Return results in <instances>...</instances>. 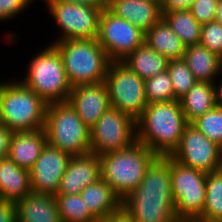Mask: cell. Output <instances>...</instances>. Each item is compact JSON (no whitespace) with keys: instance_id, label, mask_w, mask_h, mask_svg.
Instances as JSON below:
<instances>
[{"instance_id":"cell-41","label":"cell","mask_w":222,"mask_h":222,"mask_svg":"<svg viewBox=\"0 0 222 222\" xmlns=\"http://www.w3.org/2000/svg\"><path fill=\"white\" fill-rule=\"evenodd\" d=\"M215 21L222 25V0L217 2Z\"/></svg>"},{"instance_id":"cell-16","label":"cell","mask_w":222,"mask_h":222,"mask_svg":"<svg viewBox=\"0 0 222 222\" xmlns=\"http://www.w3.org/2000/svg\"><path fill=\"white\" fill-rule=\"evenodd\" d=\"M101 178L100 160L96 154L72 156L56 195H77Z\"/></svg>"},{"instance_id":"cell-12","label":"cell","mask_w":222,"mask_h":222,"mask_svg":"<svg viewBox=\"0 0 222 222\" xmlns=\"http://www.w3.org/2000/svg\"><path fill=\"white\" fill-rule=\"evenodd\" d=\"M97 39L111 62H122L131 52L145 43V33L104 8L99 19Z\"/></svg>"},{"instance_id":"cell-21","label":"cell","mask_w":222,"mask_h":222,"mask_svg":"<svg viewBox=\"0 0 222 222\" xmlns=\"http://www.w3.org/2000/svg\"><path fill=\"white\" fill-rule=\"evenodd\" d=\"M80 195L98 221L107 218L122 206V200L102 178L82 189Z\"/></svg>"},{"instance_id":"cell-1","label":"cell","mask_w":222,"mask_h":222,"mask_svg":"<svg viewBox=\"0 0 222 222\" xmlns=\"http://www.w3.org/2000/svg\"><path fill=\"white\" fill-rule=\"evenodd\" d=\"M122 206L135 222H180L171 189L170 155L157 156Z\"/></svg>"},{"instance_id":"cell-18","label":"cell","mask_w":222,"mask_h":222,"mask_svg":"<svg viewBox=\"0 0 222 222\" xmlns=\"http://www.w3.org/2000/svg\"><path fill=\"white\" fill-rule=\"evenodd\" d=\"M46 144L44 128L36 131H14L7 157L20 168L30 171Z\"/></svg>"},{"instance_id":"cell-3","label":"cell","mask_w":222,"mask_h":222,"mask_svg":"<svg viewBox=\"0 0 222 222\" xmlns=\"http://www.w3.org/2000/svg\"><path fill=\"white\" fill-rule=\"evenodd\" d=\"M157 155L136 141L122 150L99 156L101 178L124 200L141 183Z\"/></svg>"},{"instance_id":"cell-36","label":"cell","mask_w":222,"mask_h":222,"mask_svg":"<svg viewBox=\"0 0 222 222\" xmlns=\"http://www.w3.org/2000/svg\"><path fill=\"white\" fill-rule=\"evenodd\" d=\"M195 0H161L162 12L190 10Z\"/></svg>"},{"instance_id":"cell-30","label":"cell","mask_w":222,"mask_h":222,"mask_svg":"<svg viewBox=\"0 0 222 222\" xmlns=\"http://www.w3.org/2000/svg\"><path fill=\"white\" fill-rule=\"evenodd\" d=\"M167 71L169 72L174 90L175 100L182 98L197 82L193 73L183 60H170Z\"/></svg>"},{"instance_id":"cell-8","label":"cell","mask_w":222,"mask_h":222,"mask_svg":"<svg viewBox=\"0 0 222 222\" xmlns=\"http://www.w3.org/2000/svg\"><path fill=\"white\" fill-rule=\"evenodd\" d=\"M206 175L170 156L171 189L180 222H195L202 215L206 201Z\"/></svg>"},{"instance_id":"cell-2","label":"cell","mask_w":222,"mask_h":222,"mask_svg":"<svg viewBox=\"0 0 222 222\" xmlns=\"http://www.w3.org/2000/svg\"><path fill=\"white\" fill-rule=\"evenodd\" d=\"M188 124L179 100L147 105L136 120V138L157 156L171 155Z\"/></svg>"},{"instance_id":"cell-39","label":"cell","mask_w":222,"mask_h":222,"mask_svg":"<svg viewBox=\"0 0 222 222\" xmlns=\"http://www.w3.org/2000/svg\"><path fill=\"white\" fill-rule=\"evenodd\" d=\"M60 1L94 6L101 8L102 10L107 7V0H60Z\"/></svg>"},{"instance_id":"cell-28","label":"cell","mask_w":222,"mask_h":222,"mask_svg":"<svg viewBox=\"0 0 222 222\" xmlns=\"http://www.w3.org/2000/svg\"><path fill=\"white\" fill-rule=\"evenodd\" d=\"M62 222H99L89 211L80 194L55 195Z\"/></svg>"},{"instance_id":"cell-23","label":"cell","mask_w":222,"mask_h":222,"mask_svg":"<svg viewBox=\"0 0 222 222\" xmlns=\"http://www.w3.org/2000/svg\"><path fill=\"white\" fill-rule=\"evenodd\" d=\"M145 43L169 61L184 57L186 46L163 18L145 33Z\"/></svg>"},{"instance_id":"cell-37","label":"cell","mask_w":222,"mask_h":222,"mask_svg":"<svg viewBox=\"0 0 222 222\" xmlns=\"http://www.w3.org/2000/svg\"><path fill=\"white\" fill-rule=\"evenodd\" d=\"M13 131L0 123V159L7 158Z\"/></svg>"},{"instance_id":"cell-9","label":"cell","mask_w":222,"mask_h":222,"mask_svg":"<svg viewBox=\"0 0 222 222\" xmlns=\"http://www.w3.org/2000/svg\"><path fill=\"white\" fill-rule=\"evenodd\" d=\"M111 107L129 115L135 121L148 105L145 80L123 62H111L105 77Z\"/></svg>"},{"instance_id":"cell-27","label":"cell","mask_w":222,"mask_h":222,"mask_svg":"<svg viewBox=\"0 0 222 222\" xmlns=\"http://www.w3.org/2000/svg\"><path fill=\"white\" fill-rule=\"evenodd\" d=\"M217 220H222V172L220 170L206 175V201L202 215L195 222Z\"/></svg>"},{"instance_id":"cell-24","label":"cell","mask_w":222,"mask_h":222,"mask_svg":"<svg viewBox=\"0 0 222 222\" xmlns=\"http://www.w3.org/2000/svg\"><path fill=\"white\" fill-rule=\"evenodd\" d=\"M179 101L187 122L191 123L217 106L214 83L197 81Z\"/></svg>"},{"instance_id":"cell-22","label":"cell","mask_w":222,"mask_h":222,"mask_svg":"<svg viewBox=\"0 0 222 222\" xmlns=\"http://www.w3.org/2000/svg\"><path fill=\"white\" fill-rule=\"evenodd\" d=\"M183 60L197 81L214 83L222 72V58L200 43L186 46Z\"/></svg>"},{"instance_id":"cell-10","label":"cell","mask_w":222,"mask_h":222,"mask_svg":"<svg viewBox=\"0 0 222 222\" xmlns=\"http://www.w3.org/2000/svg\"><path fill=\"white\" fill-rule=\"evenodd\" d=\"M49 16L59 29L55 43L61 40L94 39L98 37L101 8L83 4L44 0Z\"/></svg>"},{"instance_id":"cell-33","label":"cell","mask_w":222,"mask_h":222,"mask_svg":"<svg viewBox=\"0 0 222 222\" xmlns=\"http://www.w3.org/2000/svg\"><path fill=\"white\" fill-rule=\"evenodd\" d=\"M218 0H195L190 8L192 15L201 25L215 21Z\"/></svg>"},{"instance_id":"cell-32","label":"cell","mask_w":222,"mask_h":222,"mask_svg":"<svg viewBox=\"0 0 222 222\" xmlns=\"http://www.w3.org/2000/svg\"><path fill=\"white\" fill-rule=\"evenodd\" d=\"M200 44L222 58V25L216 21L203 24Z\"/></svg>"},{"instance_id":"cell-11","label":"cell","mask_w":222,"mask_h":222,"mask_svg":"<svg viewBox=\"0 0 222 222\" xmlns=\"http://www.w3.org/2000/svg\"><path fill=\"white\" fill-rule=\"evenodd\" d=\"M136 141V121L111 106L90 129V153L98 156L122 150Z\"/></svg>"},{"instance_id":"cell-14","label":"cell","mask_w":222,"mask_h":222,"mask_svg":"<svg viewBox=\"0 0 222 222\" xmlns=\"http://www.w3.org/2000/svg\"><path fill=\"white\" fill-rule=\"evenodd\" d=\"M71 157L72 155L68 152L47 143L30 170L32 192L55 196Z\"/></svg>"},{"instance_id":"cell-6","label":"cell","mask_w":222,"mask_h":222,"mask_svg":"<svg viewBox=\"0 0 222 222\" xmlns=\"http://www.w3.org/2000/svg\"><path fill=\"white\" fill-rule=\"evenodd\" d=\"M32 57L27 66V73L19 80L47 104L66 102L72 85L65 73L58 49L49 44Z\"/></svg>"},{"instance_id":"cell-29","label":"cell","mask_w":222,"mask_h":222,"mask_svg":"<svg viewBox=\"0 0 222 222\" xmlns=\"http://www.w3.org/2000/svg\"><path fill=\"white\" fill-rule=\"evenodd\" d=\"M145 96L148 104L175 100L172 81L167 70L145 80Z\"/></svg>"},{"instance_id":"cell-38","label":"cell","mask_w":222,"mask_h":222,"mask_svg":"<svg viewBox=\"0 0 222 222\" xmlns=\"http://www.w3.org/2000/svg\"><path fill=\"white\" fill-rule=\"evenodd\" d=\"M99 222H135V221L133 220L132 215L123 206H121L118 210H116L107 218Z\"/></svg>"},{"instance_id":"cell-5","label":"cell","mask_w":222,"mask_h":222,"mask_svg":"<svg viewBox=\"0 0 222 222\" xmlns=\"http://www.w3.org/2000/svg\"><path fill=\"white\" fill-rule=\"evenodd\" d=\"M51 44L62 56L72 87L105 81L111 61L97 38L61 40Z\"/></svg>"},{"instance_id":"cell-34","label":"cell","mask_w":222,"mask_h":222,"mask_svg":"<svg viewBox=\"0 0 222 222\" xmlns=\"http://www.w3.org/2000/svg\"><path fill=\"white\" fill-rule=\"evenodd\" d=\"M34 0H0V21L6 22L23 12Z\"/></svg>"},{"instance_id":"cell-13","label":"cell","mask_w":222,"mask_h":222,"mask_svg":"<svg viewBox=\"0 0 222 222\" xmlns=\"http://www.w3.org/2000/svg\"><path fill=\"white\" fill-rule=\"evenodd\" d=\"M176 161L205 173L220 170L221 147L188 123L179 146L170 155Z\"/></svg>"},{"instance_id":"cell-25","label":"cell","mask_w":222,"mask_h":222,"mask_svg":"<svg viewBox=\"0 0 222 222\" xmlns=\"http://www.w3.org/2000/svg\"><path fill=\"white\" fill-rule=\"evenodd\" d=\"M122 62L140 78L146 80L166 71L169 60L144 43L131 52Z\"/></svg>"},{"instance_id":"cell-4","label":"cell","mask_w":222,"mask_h":222,"mask_svg":"<svg viewBox=\"0 0 222 222\" xmlns=\"http://www.w3.org/2000/svg\"><path fill=\"white\" fill-rule=\"evenodd\" d=\"M10 79L0 81V123L13 132L44 128L47 103L18 78Z\"/></svg>"},{"instance_id":"cell-17","label":"cell","mask_w":222,"mask_h":222,"mask_svg":"<svg viewBox=\"0 0 222 222\" xmlns=\"http://www.w3.org/2000/svg\"><path fill=\"white\" fill-rule=\"evenodd\" d=\"M106 8L144 33L163 18L161 0H107Z\"/></svg>"},{"instance_id":"cell-42","label":"cell","mask_w":222,"mask_h":222,"mask_svg":"<svg viewBox=\"0 0 222 222\" xmlns=\"http://www.w3.org/2000/svg\"><path fill=\"white\" fill-rule=\"evenodd\" d=\"M220 171L222 172V161H221V165H220Z\"/></svg>"},{"instance_id":"cell-15","label":"cell","mask_w":222,"mask_h":222,"mask_svg":"<svg viewBox=\"0 0 222 222\" xmlns=\"http://www.w3.org/2000/svg\"><path fill=\"white\" fill-rule=\"evenodd\" d=\"M67 102L89 129L111 106L105 81L72 87Z\"/></svg>"},{"instance_id":"cell-7","label":"cell","mask_w":222,"mask_h":222,"mask_svg":"<svg viewBox=\"0 0 222 222\" xmlns=\"http://www.w3.org/2000/svg\"><path fill=\"white\" fill-rule=\"evenodd\" d=\"M44 130L50 146L72 156L90 153V129L67 101L47 104Z\"/></svg>"},{"instance_id":"cell-35","label":"cell","mask_w":222,"mask_h":222,"mask_svg":"<svg viewBox=\"0 0 222 222\" xmlns=\"http://www.w3.org/2000/svg\"><path fill=\"white\" fill-rule=\"evenodd\" d=\"M0 222H17L16 203L0 199Z\"/></svg>"},{"instance_id":"cell-40","label":"cell","mask_w":222,"mask_h":222,"mask_svg":"<svg viewBox=\"0 0 222 222\" xmlns=\"http://www.w3.org/2000/svg\"><path fill=\"white\" fill-rule=\"evenodd\" d=\"M220 75L222 77V72L220 73ZM221 77L219 79L220 81L218 80L214 81L216 105L217 107H220V108H222V78Z\"/></svg>"},{"instance_id":"cell-31","label":"cell","mask_w":222,"mask_h":222,"mask_svg":"<svg viewBox=\"0 0 222 222\" xmlns=\"http://www.w3.org/2000/svg\"><path fill=\"white\" fill-rule=\"evenodd\" d=\"M201 133L222 146V108L215 107L191 122Z\"/></svg>"},{"instance_id":"cell-26","label":"cell","mask_w":222,"mask_h":222,"mask_svg":"<svg viewBox=\"0 0 222 222\" xmlns=\"http://www.w3.org/2000/svg\"><path fill=\"white\" fill-rule=\"evenodd\" d=\"M163 19L185 46L200 43L202 25L196 21L190 10L162 12Z\"/></svg>"},{"instance_id":"cell-20","label":"cell","mask_w":222,"mask_h":222,"mask_svg":"<svg viewBox=\"0 0 222 222\" xmlns=\"http://www.w3.org/2000/svg\"><path fill=\"white\" fill-rule=\"evenodd\" d=\"M31 192L30 171L8 157L0 159V199L17 203Z\"/></svg>"},{"instance_id":"cell-19","label":"cell","mask_w":222,"mask_h":222,"mask_svg":"<svg viewBox=\"0 0 222 222\" xmlns=\"http://www.w3.org/2000/svg\"><path fill=\"white\" fill-rule=\"evenodd\" d=\"M17 222H62L55 196L31 192L16 203Z\"/></svg>"}]
</instances>
